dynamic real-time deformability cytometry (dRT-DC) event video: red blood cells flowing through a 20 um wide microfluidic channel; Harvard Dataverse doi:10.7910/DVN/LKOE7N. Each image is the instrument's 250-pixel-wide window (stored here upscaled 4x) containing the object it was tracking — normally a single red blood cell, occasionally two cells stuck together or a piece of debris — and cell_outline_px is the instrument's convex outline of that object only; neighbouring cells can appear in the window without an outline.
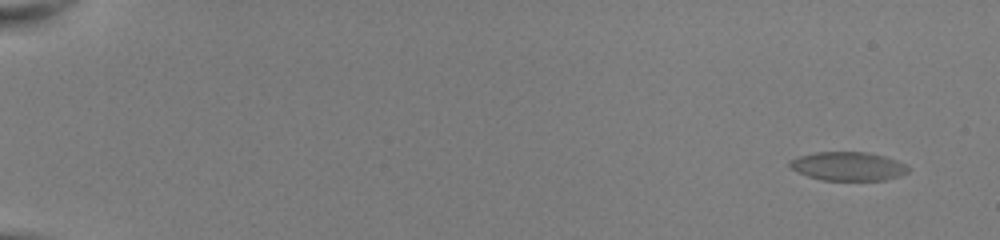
{"species": "common noctule bat (a hibernating species)", "species_latin": "Nyctalus noctula", "temperature_condition": "room temperature", "stored_images_in_passage": 52, "camera_frame_rate_fps": 3000, "um_per_image_px": 0.085, "animal": {"sex": "female", "body_mass_g": 22.0, "forearm_length_mm": 56.7}, "frame": {"image": 1, "passage_image": 1, "time_ms": 0.0, "image_size_px": [1000, 240], "cell_outline_px": [[908, 172], [900, 176], [884, 180], [820, 180], [808, 176], [792, 168], [788, 164], [788, 160], [800, 156], [816, 152], [868, 152], [884, 156], [896, 160], [904, 164], [908, 168]], "centroid_in_image_um": [72.08, 14.13], "position_along_channel_um": 12.9, "area_um2": 19.71}}
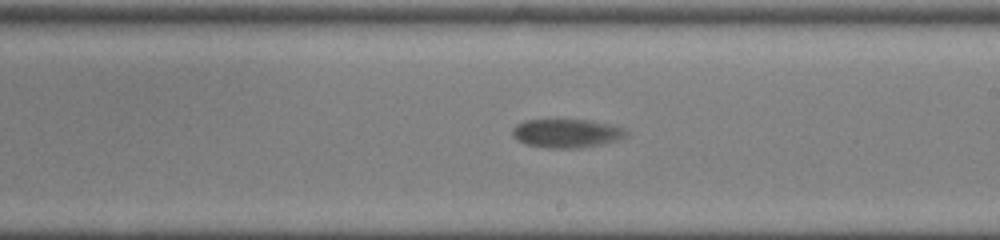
{"frame": {"image": 2, "passage_image": 32, "time_ms": 10.333, "image_size_px": [1000, 240], "cell_outline_px": [[628, 132], [620, 140], [600, 144], [576, 148], [548, 148], [528, 144], [516, 140], [512, 136], [512, 128], [516, 124], [524, 120], [592, 120], [624, 128]], "centroid_in_image_um": [48.14, 11.32], "position_along_channel_um": 240.9, "area_um2": 18.96}}
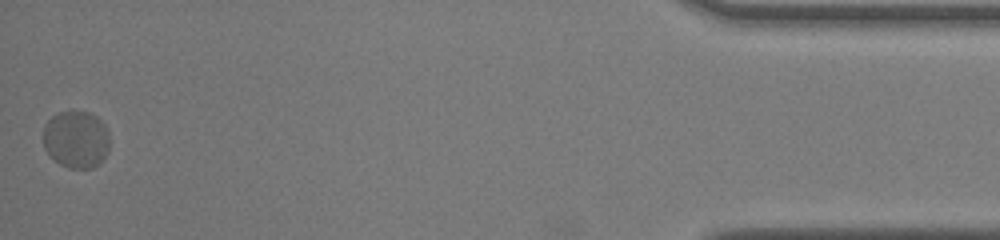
{"frame": {"image": 3, "passage_image": 52, "time_ms": 17.0, "image_size_px": [1000, 240], "cell_outline_px": [[108, 152], [92, 168], [68, 168], [60, 164], [44, 148], [44, 124], [56, 112], [72, 108], [88, 112], [96, 116], [108, 128]], "centroid_in_image_um": [6.46, 11.78], "position_along_channel_um": 428.7, "area_um2": 22.43}, "authors_computed_cell_mechanics": {"area_um2": 19.6809, "velocity_mm_per_s": 3.8937, "shape_relaxation_time_tau1_ms": 7.8332, "shape_relaxation_time_tau2_ms": null, "deformation_change_tau1": 0.1792, "deformation_change_tau2": null}}